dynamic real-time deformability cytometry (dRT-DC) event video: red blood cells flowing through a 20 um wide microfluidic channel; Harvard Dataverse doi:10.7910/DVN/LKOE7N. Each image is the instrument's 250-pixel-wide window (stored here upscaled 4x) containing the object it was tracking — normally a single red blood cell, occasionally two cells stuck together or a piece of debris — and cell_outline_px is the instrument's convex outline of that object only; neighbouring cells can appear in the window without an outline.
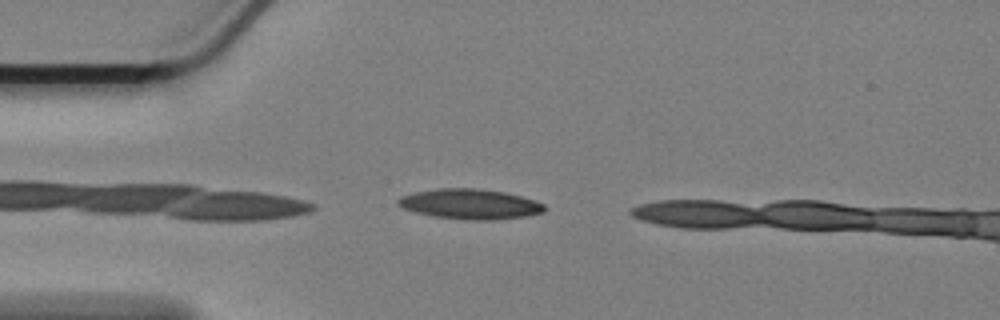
{"species": "Egyptian fruit bat (a non-hibernating species)", "species_latin": "Rousettus aegyptiacus", "temperature_condition": "cold", "stored_images_in_passage": 8, "camera_frame_rate_fps": 3000, "um_per_image_px": 0.085, "animal": {"sex": "female"}, "frame": {"image": 1, "passage_image": 1, "time_ms": 0.0, "image_size_px": [1000, 320], "cell_outline_px": [[544, 212], [528, 216], [496, 220], [472, 220], [436, 216], [416, 212], [404, 208], [396, 204], [396, 200], [400, 196], [416, 192], [440, 188], [476, 188], [504, 192], [536, 200], [544, 204]], "centroid_in_image_um": [39.98, 17.34], "position_along_channel_um": 45.0, "area_um2": 25.61}}
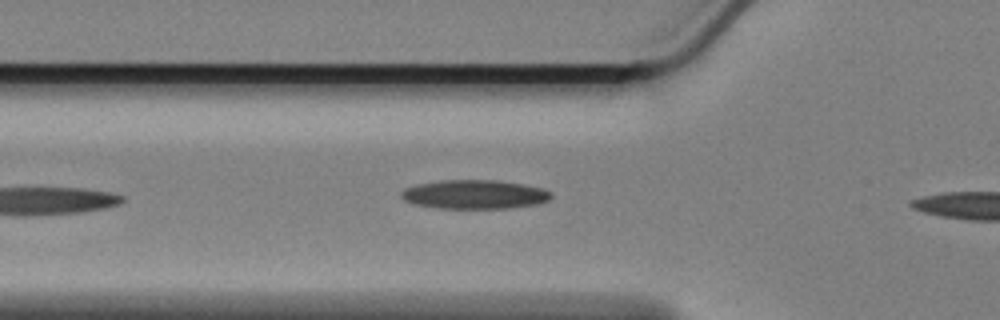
{"frame": {"image": 2, "passage_image": 6, "time_ms": 1.667, "image_size_px": [1000, 320], "cell_outline_px": [[552, 196], [548, 200], [540, 204], [512, 208], [436, 208], [416, 204], [404, 200], [400, 196], [400, 192], [404, 188], [416, 184], [440, 180], [496, 180], [520, 184], [540, 188], [552, 192]], "centroid_in_image_um": [40.32, 16.53], "position_along_channel_um": 85.5, "area_um2": 25.37}}